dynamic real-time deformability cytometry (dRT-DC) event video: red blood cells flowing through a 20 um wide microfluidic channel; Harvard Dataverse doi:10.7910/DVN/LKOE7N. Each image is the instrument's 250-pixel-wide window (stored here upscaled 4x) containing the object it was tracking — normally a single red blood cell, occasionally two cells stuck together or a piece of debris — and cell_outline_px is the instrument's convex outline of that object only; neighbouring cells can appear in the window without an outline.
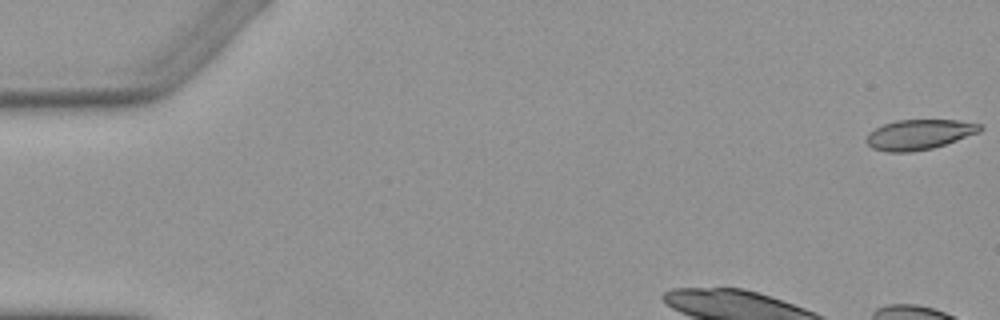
{"species": "Egyptian fruit bat (a non-hibernating species)", "species_latin": "Rousettus aegyptiacus", "temperature_condition": "warm", "stored_images_in_passage": 5, "camera_frame_rate_fps": 3000, "um_per_image_px": 0.085, "animal": {"sex": "female"}, "frame": {"image": 1, "passage_image": 1, "time_ms": 0.0, "image_size_px": [1000, 320], "cell_outline_px": [[984, 128], [980, 132], [932, 148], [912, 152], [888, 152], [872, 148], [864, 140], [868, 132], [884, 124], [896, 120], [960, 120], [984, 124]], "centroid_in_image_um": [78.14, 11.42], "position_along_channel_um": 6.9, "area_um2": 20.06}}